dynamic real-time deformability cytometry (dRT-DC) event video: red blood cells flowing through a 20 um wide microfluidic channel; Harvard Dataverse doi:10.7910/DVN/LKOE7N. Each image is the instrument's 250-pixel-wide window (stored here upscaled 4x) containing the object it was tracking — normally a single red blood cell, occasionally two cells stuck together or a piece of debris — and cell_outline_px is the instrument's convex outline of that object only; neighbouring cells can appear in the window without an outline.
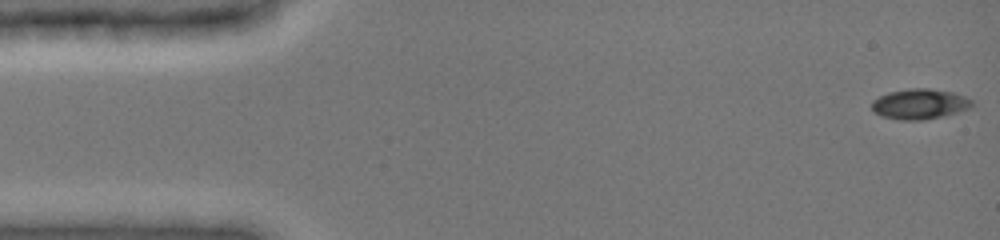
{"species": "common noctule bat (a hibernating species)", "species_latin": "Nyctalus noctula", "temperature_condition": "cold", "stored_images_in_passage": 11, "camera_frame_rate_fps": 3000, "um_per_image_px": 0.085, "animal": {"sex": "female", "body_mass_g": 19.0, "forearm_length_mm": 51.5}, "frame": {"image": 1, "passage_image": 1, "time_ms": 0.0, "image_size_px": [1000, 240], "cell_outline_px": [[972, 108], [944, 116], [924, 120], [900, 120], [880, 116], [872, 112], [872, 100], [888, 92], [908, 88], [928, 88], [952, 92], [964, 96], [972, 100]], "centroid_in_image_um": [78.15, 8.85], "position_along_channel_um": 6.8, "area_um2": 17.92}}